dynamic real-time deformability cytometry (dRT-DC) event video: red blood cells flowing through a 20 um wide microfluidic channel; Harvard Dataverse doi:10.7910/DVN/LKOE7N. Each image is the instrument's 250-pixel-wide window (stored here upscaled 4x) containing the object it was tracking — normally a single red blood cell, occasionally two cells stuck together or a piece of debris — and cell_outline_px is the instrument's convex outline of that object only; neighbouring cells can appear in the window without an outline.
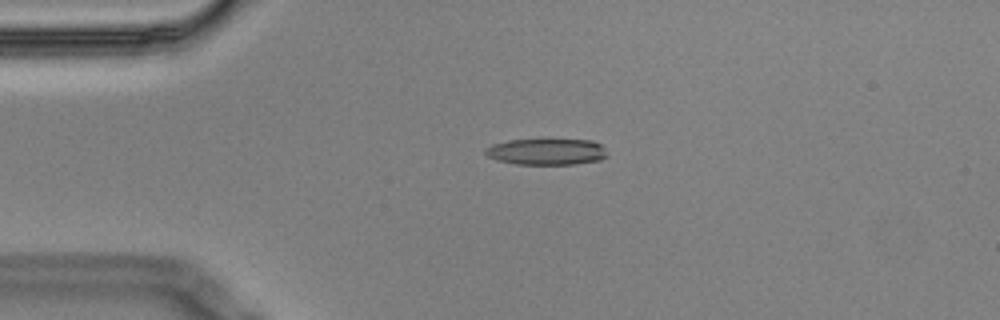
{"species": "Egyptian fruit bat (a non-hibernating species)", "species_latin": "Rousettus aegyptiacus", "temperature_condition": "cold", "stored_images_in_passage": 4, "camera_frame_rate_fps": 3000, "um_per_image_px": 0.085, "animal": {"sex": "male"}, "frame": {"image": 1, "passage_image": 3, "time_ms": 0.667, "image_size_px": [1000, 320], "cell_outline_px": [[608, 156], [600, 160], [576, 164], [516, 164], [500, 160], [488, 156], [484, 152], [484, 148], [492, 144], [508, 140], [592, 140], [600, 144], [604, 148]], "centroid_in_image_um": [46.47, 12.89], "position_along_channel_um": 38.5, "area_um2": 18.55}}